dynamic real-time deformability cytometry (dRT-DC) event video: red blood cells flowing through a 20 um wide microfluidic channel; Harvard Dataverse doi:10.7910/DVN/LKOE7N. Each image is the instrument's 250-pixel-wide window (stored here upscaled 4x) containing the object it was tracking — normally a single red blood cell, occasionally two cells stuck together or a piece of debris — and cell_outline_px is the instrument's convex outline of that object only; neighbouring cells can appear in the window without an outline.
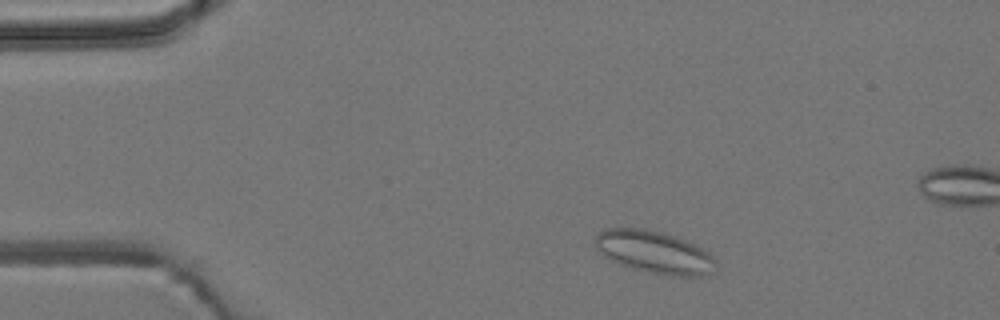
{"species": "common noctule bat (a hibernating species)", "species_latin": "Nyctalus noctula", "temperature_condition": "room temperature", "stored_images_in_passage": 51, "camera_frame_rate_fps": 3000, "um_per_image_px": 0.085, "animal": {"sex": "male", "body_mass_g": 19.2, "forearm_length_mm": 51.8}, "frame": {"image": 1, "passage_image": 5, "time_ms": 1.333, "image_size_px": [1000, 320], "cell_outline_px": [[716, 272], [704, 276], [672, 276], [648, 272], [612, 260], [604, 256], [596, 248], [596, 232], [604, 228], [640, 228], [660, 232], [676, 236], [688, 240], [708, 252], [716, 260]], "centroid_in_image_um": [55.67, 21.43], "position_along_channel_um": 29.3, "area_um2": 29.88}}
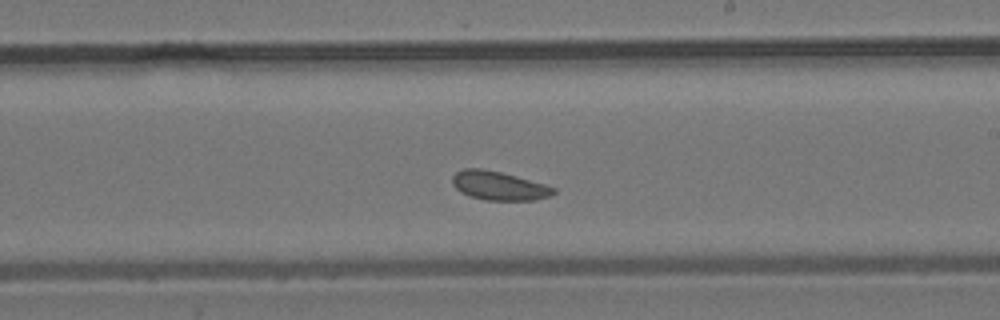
{"frame": {"image": 2, "passage_image": 27, "time_ms": 8.667, "image_size_px": [1000, 320], "cell_outline_px": [[556, 192], [552, 196], [536, 200], [484, 200], [460, 192], [452, 184], [452, 176], [456, 172], [464, 168], [480, 168], [500, 172], [516, 176], [544, 184], [556, 188]], "centroid_in_image_um": [42.41, 15.79], "position_along_channel_um": 246.6, "area_um2": 16.99}}
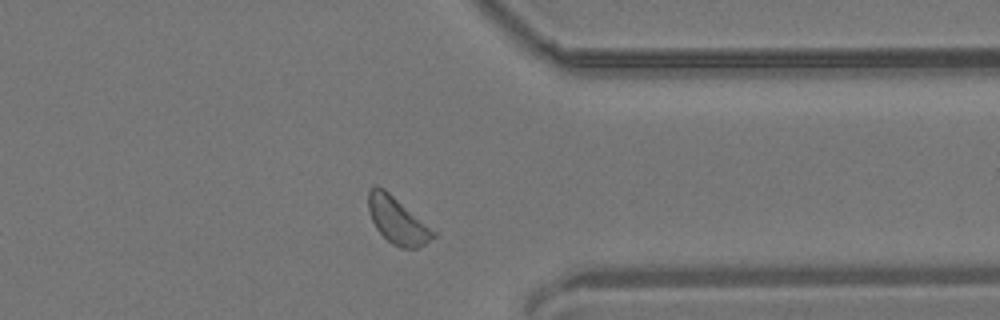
{"frame": {"image": 3, "passage_image": 38, "time_ms": 12.333, "image_size_px": [1000, 320], "cell_outline_px": [[436, 236], [424, 244], [416, 248], [400, 248], [392, 244], [376, 228], [368, 212], [368, 188], [376, 184], [384, 188], [436, 232]], "centroid_in_image_um": [33.74, 18.71], "position_along_channel_um": 377.7, "area_um2": 17.51}, "authors_computed_cell_mechanics": {"area_um2": 17.8024, "velocity_mm_per_s": 3.7513, "shape_relaxation_time_tau1_ms": null, "shape_relaxation_time_tau2_ms": 1.6423, "deformation_change_tau1": null, "deformation_change_tau2": 0.0629}}